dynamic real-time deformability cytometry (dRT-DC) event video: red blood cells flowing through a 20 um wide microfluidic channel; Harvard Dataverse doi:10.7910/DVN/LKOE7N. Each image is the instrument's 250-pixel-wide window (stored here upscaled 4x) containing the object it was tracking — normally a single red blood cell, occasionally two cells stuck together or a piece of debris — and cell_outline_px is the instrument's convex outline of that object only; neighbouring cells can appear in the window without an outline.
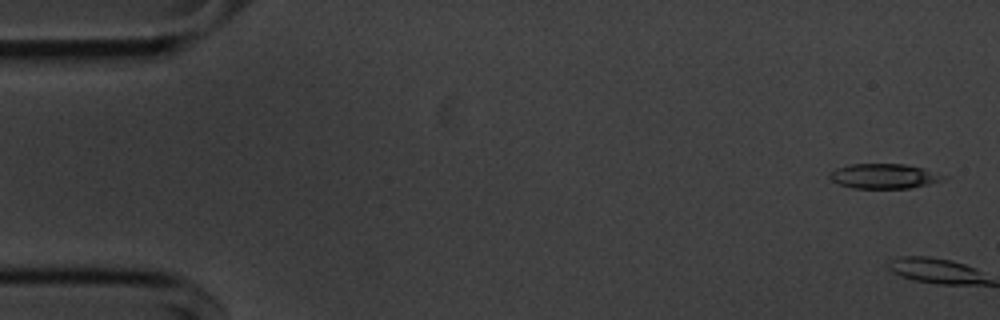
{"species": "common noctule bat (a hibernating species)", "species_latin": "Nyctalus noctula", "temperature_condition": "cold", "stored_images_in_passage": 3, "camera_frame_rate_fps": 3000, "um_per_image_px": 0.085, "animal": {"sex": "male", "body_mass_g": 20.1, "forearm_length_mm": 53.5}, "frame": {"image": 1, "passage_image": 2, "time_ms": 0.333, "image_size_px": [1000, 320], "cell_outline_px": [[948, 176], [944, 180], [928, 184], [908, 188], [852, 188], [840, 184], [832, 180], [828, 176], [836, 168], [852, 164], [904, 164], [920, 168]], "centroid_in_image_um": [75.14, 14.97], "position_along_channel_um": 9.9, "area_um2": 16.18}}